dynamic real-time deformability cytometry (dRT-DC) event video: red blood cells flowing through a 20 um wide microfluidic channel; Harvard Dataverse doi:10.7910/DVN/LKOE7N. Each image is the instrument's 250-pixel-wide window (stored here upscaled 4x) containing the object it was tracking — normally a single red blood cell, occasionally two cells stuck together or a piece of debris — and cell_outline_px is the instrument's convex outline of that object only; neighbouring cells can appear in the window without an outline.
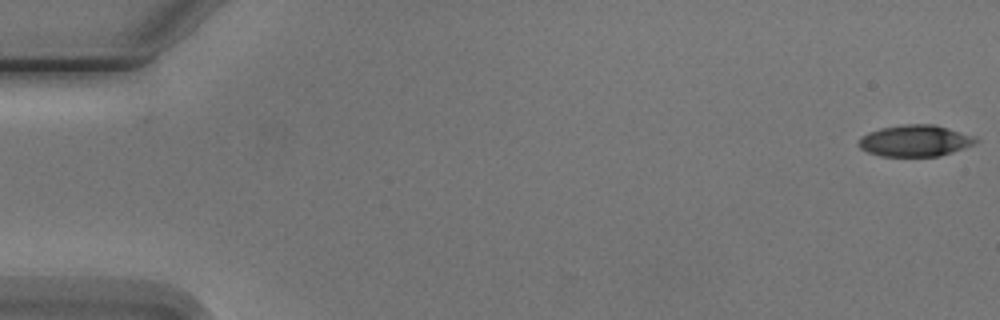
{"species": "Egyptian fruit bat (a non-hibernating species)", "species_latin": "Rousettus aegyptiacus", "temperature_condition": "cold", "stored_images_in_passage": 5, "camera_frame_rate_fps": 3000, "um_per_image_px": 0.085, "animal": {"sex": "male"}, "frame": {"image": 1, "passage_image": 1, "time_ms": 0.0, "image_size_px": [1000, 320], "cell_outline_px": [[976, 140], [972, 144], [936, 156], [880, 156], [868, 152], [860, 148], [856, 144], [860, 136], [868, 132], [880, 128], [904, 124], [936, 124], [976, 136]], "centroid_in_image_um": [77.69, 11.94], "position_along_channel_um": 7.3, "area_um2": 21.33}}
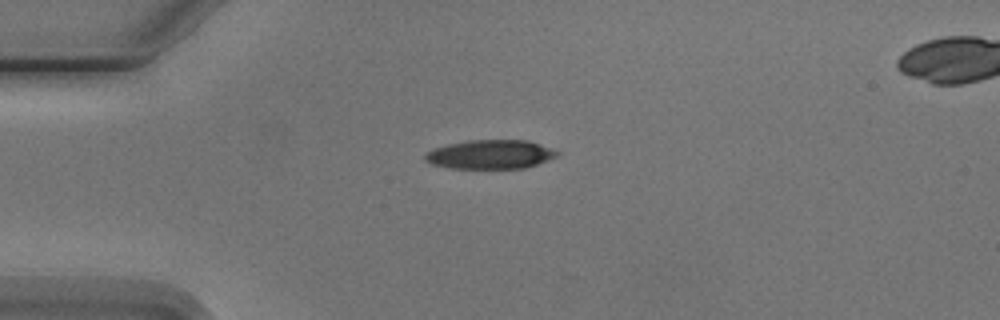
{"frame": {"image": 2, "passage_image": 4, "time_ms": 4.333, "image_size_px": [1000, 320], "cell_outline_px": [[560, 152], [556, 156], [536, 164], [524, 168], [448, 168], [432, 164], [424, 160], [424, 156], [428, 152], [436, 148], [448, 144], [468, 140], [528, 140], [540, 144]], "centroid_in_image_um": [41.66, 13.12], "position_along_channel_um": 43.3, "area_um2": 22.08}}